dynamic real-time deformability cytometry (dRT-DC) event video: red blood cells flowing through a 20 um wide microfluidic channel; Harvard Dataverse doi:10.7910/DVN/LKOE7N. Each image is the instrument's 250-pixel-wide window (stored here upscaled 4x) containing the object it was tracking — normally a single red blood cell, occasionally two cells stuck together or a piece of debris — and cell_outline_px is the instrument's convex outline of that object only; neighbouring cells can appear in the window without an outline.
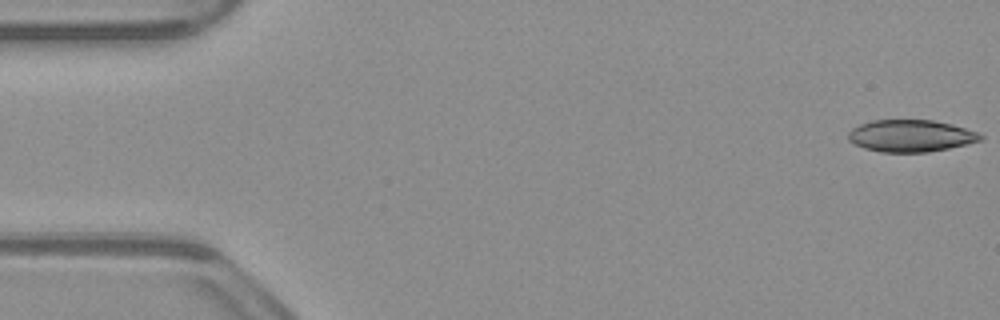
{"species": "common noctule bat (a hibernating species)", "species_latin": "Nyctalus noctula", "temperature_condition": "warm", "stored_images_in_passage": 52, "camera_frame_rate_fps": 3000, "um_per_image_px": 0.085, "animal": {"sex": "male", "body_mass_g": 23.1, "forearm_length_mm": 52.7}, "frame": {"image": 1, "passage_image": 1, "time_ms": 0.0, "image_size_px": [1000, 320], "cell_outline_px": [[984, 136], [980, 140], [968, 144], [928, 152], [880, 152], [864, 148], [848, 140], [848, 132], [852, 128], [860, 124], [872, 120], [932, 120], [952, 124], [976, 132]], "centroid_in_image_um": [77.39, 11.54], "position_along_channel_um": 7.6, "area_um2": 24.57}}
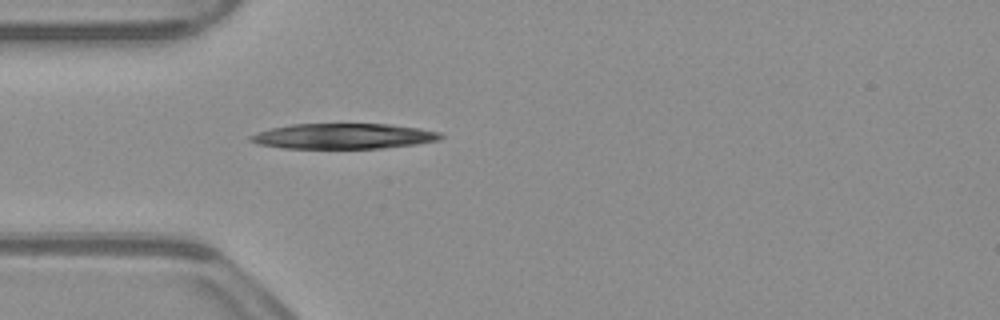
{"frame": {"image": 2, "passage_image": 15, "time_ms": 4.667, "image_size_px": [1000, 320], "cell_outline_px": [[444, 136], [440, 140], [416, 144], [384, 148], [280, 148], [260, 144], [248, 140], [248, 136], [272, 128], [292, 124], [388, 124], [420, 128], [440, 132]], "centroid_in_image_um": [29.23, 11.57], "position_along_channel_um": 55.8, "area_um2": 28.09}}